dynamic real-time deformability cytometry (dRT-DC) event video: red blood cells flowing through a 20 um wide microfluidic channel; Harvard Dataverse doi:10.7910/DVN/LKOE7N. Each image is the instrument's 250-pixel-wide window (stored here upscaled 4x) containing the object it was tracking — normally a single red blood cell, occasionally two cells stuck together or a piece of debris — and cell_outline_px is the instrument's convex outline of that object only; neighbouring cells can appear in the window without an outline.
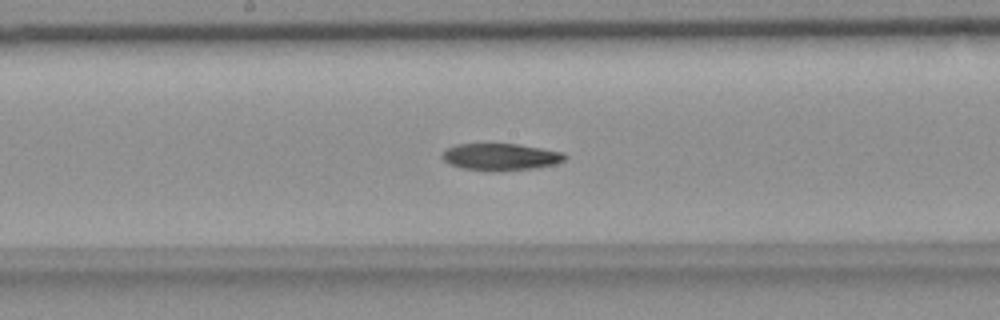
{"species": "common noctule bat (a hibernating species)", "species_latin": "Nyctalus noctula", "temperature_condition": "room temperature", "stored_images_in_passage": 56, "segment_of_instrument_passage": [1, 2], "camera_frame_rate_fps": 3000, "um_per_image_px": 0.085, "animal": {"sex": "female", "body_mass_g": 18.4}, "frame": {"image": 1, "passage_image": 28, "time_ms": 9.0, "image_size_px": [1000, 320], "cell_outline_px": [[568, 156], [564, 160], [556, 164], [536, 168], [464, 168], [448, 164], [440, 156], [448, 148], [456, 144], [516, 144], [564, 152]], "centroid_in_image_um": [42.58, 13.29], "position_along_channel_um": 205.6, "area_um2": 18.32}}
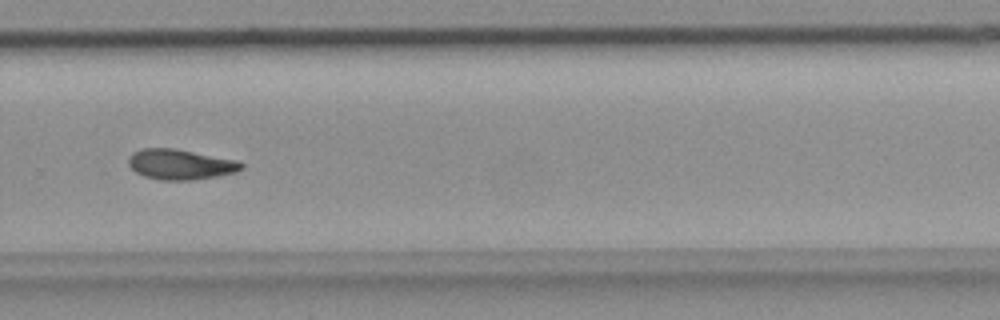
{"frame": {"image": 2, "passage_image": 37, "time_ms": 12.0, "image_size_px": [1000, 320], "cell_outline_px": [[244, 168], [236, 172], [216, 176], [192, 180], [160, 180], [144, 176], [136, 172], [128, 164], [128, 156], [132, 152], [140, 148], [176, 148], [236, 160], [244, 164]], "centroid_in_image_um": [15.31, 13.96], "position_along_channel_um": 314.5, "area_um2": 20.06}}
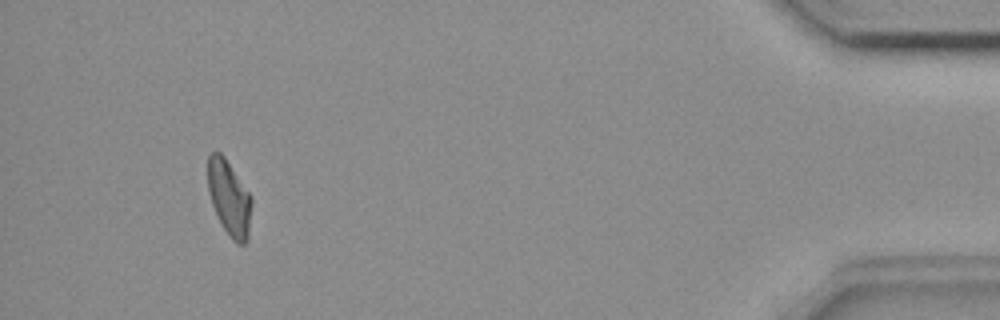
{"frame": {"image": 3, "passage_image": 51, "time_ms": 16.667, "image_size_px": [1000, 320], "cell_outline_px": [[252, 204], [248, 240], [244, 244], [236, 244], [232, 240], [224, 228], [212, 204], [208, 192], [208, 152], [220, 152], [224, 156], [252, 196]], "centroid_in_image_um": [19.5, 16.83], "position_along_channel_um": 415.7, "area_um2": 19.25}}